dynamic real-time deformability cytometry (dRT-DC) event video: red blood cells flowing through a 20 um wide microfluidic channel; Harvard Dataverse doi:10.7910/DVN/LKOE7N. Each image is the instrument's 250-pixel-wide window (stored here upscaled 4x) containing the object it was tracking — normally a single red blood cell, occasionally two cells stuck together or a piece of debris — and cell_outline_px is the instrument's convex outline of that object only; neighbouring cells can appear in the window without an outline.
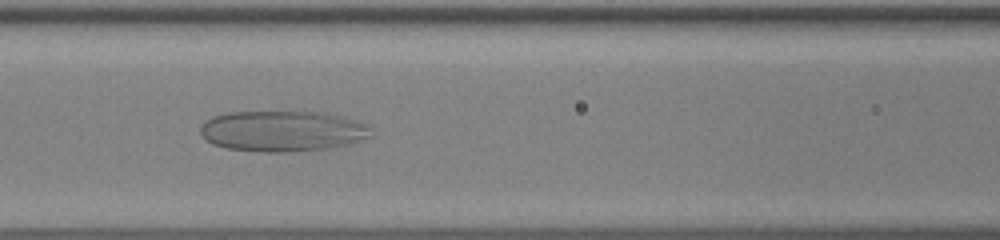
{"species": "human", "species_latin": "Homo sapiens", "temperature_condition": "warm", "stored_images_in_passage": 24, "camera_frame_rate_fps": 3000, "um_per_image_px": 0.085, "donor": {"sex": "male"}, "frame": {"image": 1, "passage_image": 13, "time_ms": 4.0, "image_size_px": [1000, 240], "cell_outline_px": [[372, 136], [348, 144], [332, 148], [288, 152], [264, 152], [228, 148], [212, 144], [200, 132], [200, 128], [204, 120], [212, 116], [228, 112], [324, 112], [344, 116], [368, 124], [372, 128]], "centroid_in_image_um": [24.05, 11.13], "position_along_channel_um": 142.5, "area_um2": 40.86}}
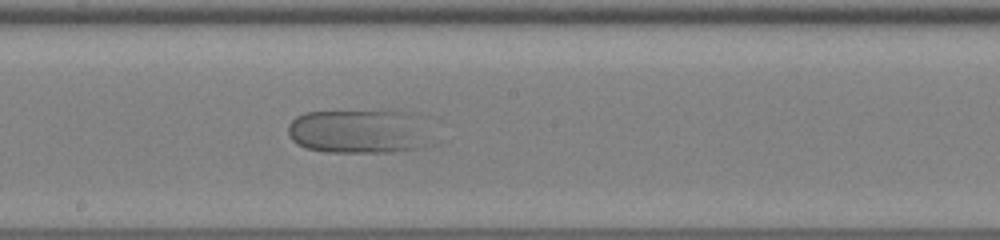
{"frame": {"image": 2, "passage_image": 19, "time_ms": 6.0, "image_size_px": [1000, 240], "cell_outline_px": [[416, 148], [392, 152], [324, 152], [308, 148], [296, 144], [292, 140], [288, 132], [288, 124], [296, 116], [308, 112], [404, 112], [408, 116], [416, 144]], "centroid_in_image_um": [30.0, 11.2], "position_along_channel_um": 218.2, "area_um2": 33.41}}
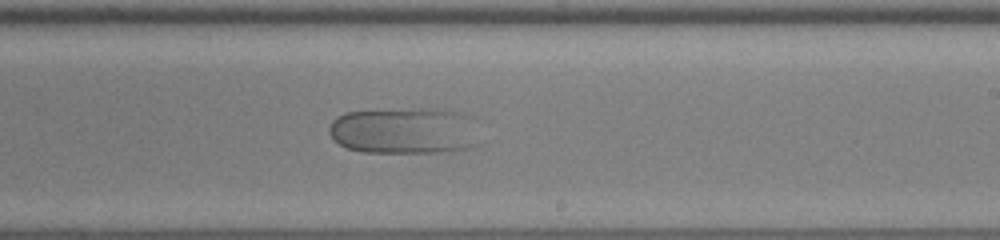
{"frame": {"image": 3, "passage_image": 22, "time_ms": 7.0, "image_size_px": [1000, 240], "cell_outline_px": [[476, 144], [472, 148], [448, 152], [364, 152], [348, 148], [340, 144], [332, 136], [328, 128], [332, 120], [336, 116], [344, 112], [420, 108], [444, 108], [464, 112]], "centroid_in_image_um": [34.29, 11.1], "position_along_channel_um": 254.7, "area_um2": 40.46}}